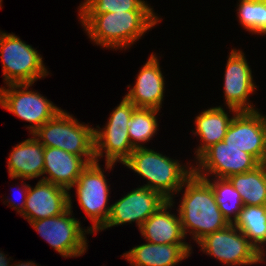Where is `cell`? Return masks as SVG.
<instances>
[{"label":"cell","mask_w":266,"mask_h":266,"mask_svg":"<svg viewBox=\"0 0 266 266\" xmlns=\"http://www.w3.org/2000/svg\"><path fill=\"white\" fill-rule=\"evenodd\" d=\"M197 161L198 164L191 167L200 178H208L209 174L215 175L214 178H229L234 174L251 171L261 164L251 154L230 147L224 141L208 148Z\"/></svg>","instance_id":"obj_11"},{"label":"cell","mask_w":266,"mask_h":266,"mask_svg":"<svg viewBox=\"0 0 266 266\" xmlns=\"http://www.w3.org/2000/svg\"><path fill=\"white\" fill-rule=\"evenodd\" d=\"M252 69L242 51L232 49L224 74V97L229 111H256L248 97L257 86L253 82Z\"/></svg>","instance_id":"obj_14"},{"label":"cell","mask_w":266,"mask_h":266,"mask_svg":"<svg viewBox=\"0 0 266 266\" xmlns=\"http://www.w3.org/2000/svg\"><path fill=\"white\" fill-rule=\"evenodd\" d=\"M144 0H84L78 14H104L107 12L153 11Z\"/></svg>","instance_id":"obj_27"},{"label":"cell","mask_w":266,"mask_h":266,"mask_svg":"<svg viewBox=\"0 0 266 266\" xmlns=\"http://www.w3.org/2000/svg\"><path fill=\"white\" fill-rule=\"evenodd\" d=\"M202 179H205L212 186L216 202L223 217L229 224L234 223L244 207L239 192L228 178H215V180L213 179L214 182L209 178Z\"/></svg>","instance_id":"obj_24"},{"label":"cell","mask_w":266,"mask_h":266,"mask_svg":"<svg viewBox=\"0 0 266 266\" xmlns=\"http://www.w3.org/2000/svg\"><path fill=\"white\" fill-rule=\"evenodd\" d=\"M79 16L88 37L96 45L115 50L127 49L161 20L153 11L107 12Z\"/></svg>","instance_id":"obj_1"},{"label":"cell","mask_w":266,"mask_h":266,"mask_svg":"<svg viewBox=\"0 0 266 266\" xmlns=\"http://www.w3.org/2000/svg\"><path fill=\"white\" fill-rule=\"evenodd\" d=\"M101 169L96 161L89 164L73 185L76 187L79 205L93 223L88 228L91 234L101 231L111 211V205H107L110 195L109 186Z\"/></svg>","instance_id":"obj_10"},{"label":"cell","mask_w":266,"mask_h":266,"mask_svg":"<svg viewBox=\"0 0 266 266\" xmlns=\"http://www.w3.org/2000/svg\"><path fill=\"white\" fill-rule=\"evenodd\" d=\"M24 187V188H23ZM23 187L21 188L20 187V189H22L23 191H21V194L23 193V195L21 196V197H23L24 196V199H23V201H22V203H21V205H18V203L16 204V201L15 202H11V200H9L8 199V201L7 202H9L10 203V207H12V209H14V210H17V212L21 215L22 213H23V211H24V209H25V201H26V198H27V192H28V189H29V184L27 185L26 183H25V185L23 184ZM20 204V203H19Z\"/></svg>","instance_id":"obj_28"},{"label":"cell","mask_w":266,"mask_h":266,"mask_svg":"<svg viewBox=\"0 0 266 266\" xmlns=\"http://www.w3.org/2000/svg\"><path fill=\"white\" fill-rule=\"evenodd\" d=\"M158 109L136 108L129 121L128 135L134 148L146 147L140 143L148 142L154 137L158 128Z\"/></svg>","instance_id":"obj_25"},{"label":"cell","mask_w":266,"mask_h":266,"mask_svg":"<svg viewBox=\"0 0 266 266\" xmlns=\"http://www.w3.org/2000/svg\"><path fill=\"white\" fill-rule=\"evenodd\" d=\"M195 119L194 134L198 135L202 141L195 151L196 159H198L208 148L223 141L233 117L229 118L228 113L219 106L200 112Z\"/></svg>","instance_id":"obj_21"},{"label":"cell","mask_w":266,"mask_h":266,"mask_svg":"<svg viewBox=\"0 0 266 266\" xmlns=\"http://www.w3.org/2000/svg\"><path fill=\"white\" fill-rule=\"evenodd\" d=\"M156 56L150 55L139 71L135 85L125 95L136 108H162L165 82Z\"/></svg>","instance_id":"obj_16"},{"label":"cell","mask_w":266,"mask_h":266,"mask_svg":"<svg viewBox=\"0 0 266 266\" xmlns=\"http://www.w3.org/2000/svg\"><path fill=\"white\" fill-rule=\"evenodd\" d=\"M44 146L33 136L16 145L8 158L11 179H33L43 175Z\"/></svg>","instance_id":"obj_20"},{"label":"cell","mask_w":266,"mask_h":266,"mask_svg":"<svg viewBox=\"0 0 266 266\" xmlns=\"http://www.w3.org/2000/svg\"><path fill=\"white\" fill-rule=\"evenodd\" d=\"M9 263L10 261L7 260V257L0 252V266H11Z\"/></svg>","instance_id":"obj_29"},{"label":"cell","mask_w":266,"mask_h":266,"mask_svg":"<svg viewBox=\"0 0 266 266\" xmlns=\"http://www.w3.org/2000/svg\"><path fill=\"white\" fill-rule=\"evenodd\" d=\"M69 208L67 189L51 182L39 180L27 192L25 209L21 214L28 222L58 216Z\"/></svg>","instance_id":"obj_15"},{"label":"cell","mask_w":266,"mask_h":266,"mask_svg":"<svg viewBox=\"0 0 266 266\" xmlns=\"http://www.w3.org/2000/svg\"><path fill=\"white\" fill-rule=\"evenodd\" d=\"M237 11L246 31L266 35V0H239Z\"/></svg>","instance_id":"obj_26"},{"label":"cell","mask_w":266,"mask_h":266,"mask_svg":"<svg viewBox=\"0 0 266 266\" xmlns=\"http://www.w3.org/2000/svg\"><path fill=\"white\" fill-rule=\"evenodd\" d=\"M11 266H38V265L36 263H33V261H31V262L27 261L26 263L25 262L22 263V261H21V263L18 262V264L16 263V264H13Z\"/></svg>","instance_id":"obj_30"},{"label":"cell","mask_w":266,"mask_h":266,"mask_svg":"<svg viewBox=\"0 0 266 266\" xmlns=\"http://www.w3.org/2000/svg\"><path fill=\"white\" fill-rule=\"evenodd\" d=\"M197 244L226 266L253 265L266 259L233 224L206 235Z\"/></svg>","instance_id":"obj_8"},{"label":"cell","mask_w":266,"mask_h":266,"mask_svg":"<svg viewBox=\"0 0 266 266\" xmlns=\"http://www.w3.org/2000/svg\"><path fill=\"white\" fill-rule=\"evenodd\" d=\"M228 179L239 192L244 205H266V163L251 171L231 175Z\"/></svg>","instance_id":"obj_22"},{"label":"cell","mask_w":266,"mask_h":266,"mask_svg":"<svg viewBox=\"0 0 266 266\" xmlns=\"http://www.w3.org/2000/svg\"><path fill=\"white\" fill-rule=\"evenodd\" d=\"M174 201L163 204L140 227V233L147 242L156 244H188L182 229L179 214L176 216L167 209L173 207ZM183 241V242H182Z\"/></svg>","instance_id":"obj_18"},{"label":"cell","mask_w":266,"mask_h":266,"mask_svg":"<svg viewBox=\"0 0 266 266\" xmlns=\"http://www.w3.org/2000/svg\"><path fill=\"white\" fill-rule=\"evenodd\" d=\"M167 201L157 191L145 186L138 187L111 205L110 215L101 231L131 222H136L140 229L141 225Z\"/></svg>","instance_id":"obj_13"},{"label":"cell","mask_w":266,"mask_h":266,"mask_svg":"<svg viewBox=\"0 0 266 266\" xmlns=\"http://www.w3.org/2000/svg\"><path fill=\"white\" fill-rule=\"evenodd\" d=\"M135 109L136 107L124 97L111 112L107 125L102 130L98 126V129L94 130L96 162L105 154V169H112L119 161L123 164L134 151L128 135V125Z\"/></svg>","instance_id":"obj_6"},{"label":"cell","mask_w":266,"mask_h":266,"mask_svg":"<svg viewBox=\"0 0 266 266\" xmlns=\"http://www.w3.org/2000/svg\"><path fill=\"white\" fill-rule=\"evenodd\" d=\"M189 244H156L147 242L133 247L122 257L131 266H176L191 255Z\"/></svg>","instance_id":"obj_19"},{"label":"cell","mask_w":266,"mask_h":266,"mask_svg":"<svg viewBox=\"0 0 266 266\" xmlns=\"http://www.w3.org/2000/svg\"><path fill=\"white\" fill-rule=\"evenodd\" d=\"M123 165L147 179L143 186L159 192L168 201L173 200L174 193L181 192L183 183L193 174V168L146 147L135 148Z\"/></svg>","instance_id":"obj_3"},{"label":"cell","mask_w":266,"mask_h":266,"mask_svg":"<svg viewBox=\"0 0 266 266\" xmlns=\"http://www.w3.org/2000/svg\"><path fill=\"white\" fill-rule=\"evenodd\" d=\"M0 57L3 79L9 84H34L48 76V71L38 51L14 34L0 30Z\"/></svg>","instance_id":"obj_5"},{"label":"cell","mask_w":266,"mask_h":266,"mask_svg":"<svg viewBox=\"0 0 266 266\" xmlns=\"http://www.w3.org/2000/svg\"><path fill=\"white\" fill-rule=\"evenodd\" d=\"M89 163L82 157L68 153L60 148L44 147L43 174L49 176L41 180L51 182L70 191L82 171Z\"/></svg>","instance_id":"obj_17"},{"label":"cell","mask_w":266,"mask_h":266,"mask_svg":"<svg viewBox=\"0 0 266 266\" xmlns=\"http://www.w3.org/2000/svg\"><path fill=\"white\" fill-rule=\"evenodd\" d=\"M66 111H59L33 134L44 147L60 148L76 156L84 157L89 163L96 161L94 130L80 123Z\"/></svg>","instance_id":"obj_4"},{"label":"cell","mask_w":266,"mask_h":266,"mask_svg":"<svg viewBox=\"0 0 266 266\" xmlns=\"http://www.w3.org/2000/svg\"><path fill=\"white\" fill-rule=\"evenodd\" d=\"M223 141L266 163V116L256 111L234 113Z\"/></svg>","instance_id":"obj_12"},{"label":"cell","mask_w":266,"mask_h":266,"mask_svg":"<svg viewBox=\"0 0 266 266\" xmlns=\"http://www.w3.org/2000/svg\"><path fill=\"white\" fill-rule=\"evenodd\" d=\"M70 195L69 193V208L61 215L29 222L40 236L64 258L83 255L88 247L85 235L90 233L88 229L81 227L77 218L72 217Z\"/></svg>","instance_id":"obj_7"},{"label":"cell","mask_w":266,"mask_h":266,"mask_svg":"<svg viewBox=\"0 0 266 266\" xmlns=\"http://www.w3.org/2000/svg\"><path fill=\"white\" fill-rule=\"evenodd\" d=\"M265 256L266 244V205H244L237 219L232 223Z\"/></svg>","instance_id":"obj_23"},{"label":"cell","mask_w":266,"mask_h":266,"mask_svg":"<svg viewBox=\"0 0 266 266\" xmlns=\"http://www.w3.org/2000/svg\"><path fill=\"white\" fill-rule=\"evenodd\" d=\"M6 86L0 87V105L18 118L31 123L27 127L31 134L62 110L40 93L28 90L32 84Z\"/></svg>","instance_id":"obj_9"},{"label":"cell","mask_w":266,"mask_h":266,"mask_svg":"<svg viewBox=\"0 0 266 266\" xmlns=\"http://www.w3.org/2000/svg\"><path fill=\"white\" fill-rule=\"evenodd\" d=\"M183 187L186 189L177 212L185 236L190 231L198 243L206 235L229 225L218 207L212 186L205 179L193 173L181 190Z\"/></svg>","instance_id":"obj_2"}]
</instances>
